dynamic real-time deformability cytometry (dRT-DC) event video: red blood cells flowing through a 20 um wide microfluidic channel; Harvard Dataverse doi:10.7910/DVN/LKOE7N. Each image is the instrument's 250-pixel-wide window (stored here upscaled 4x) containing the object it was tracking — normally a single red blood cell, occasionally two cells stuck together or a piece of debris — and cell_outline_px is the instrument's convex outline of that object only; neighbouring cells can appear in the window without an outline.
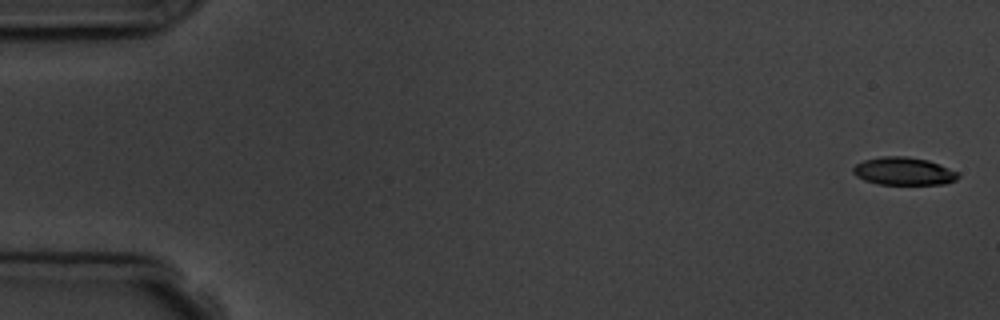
{"species": "common noctule bat (a hibernating species)", "species_latin": "Nyctalus noctula", "temperature_condition": "room temperature", "stored_images_in_passage": 5, "camera_frame_rate_fps": 3000, "um_per_image_px": 0.085, "animal": {"sex": "male", "body_mass_g": 19.5, "forearm_length_mm": 54.6}, "frame": {"image": 1, "passage_image": 1, "time_ms": 0.0, "image_size_px": [1000, 320], "cell_outline_px": [[960, 176], [956, 180], [944, 184], [876, 184], [864, 180], [856, 176], [852, 172], [852, 168], [856, 164], [864, 160], [884, 156], [908, 156], [928, 160], [960, 172]], "centroid_in_image_um": [76.82, 14.55], "position_along_channel_um": 8.2, "area_um2": 17.17}}